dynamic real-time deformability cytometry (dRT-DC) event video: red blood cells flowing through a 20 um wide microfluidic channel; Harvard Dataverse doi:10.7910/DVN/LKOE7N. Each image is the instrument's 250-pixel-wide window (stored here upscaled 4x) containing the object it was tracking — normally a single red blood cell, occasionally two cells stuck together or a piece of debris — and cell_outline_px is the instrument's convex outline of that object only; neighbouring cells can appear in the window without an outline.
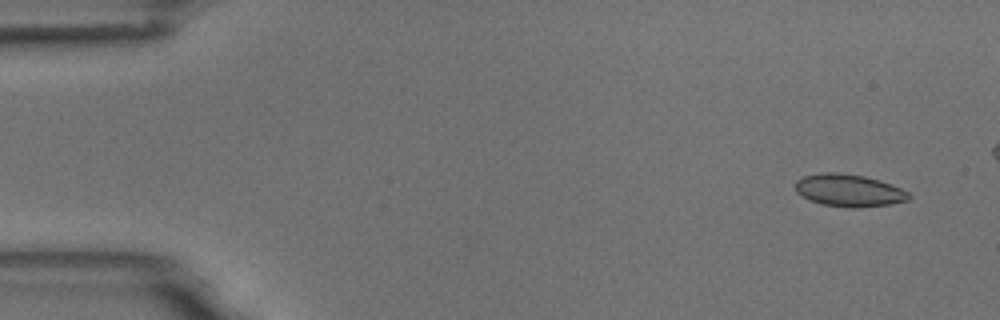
{"species": "common noctule bat (a hibernating species)", "species_latin": "Nyctalus noctula", "temperature_condition": "room temperature", "stored_images_in_passage": 8, "camera_frame_rate_fps": 3000, "um_per_image_px": 0.085, "animal": {"sex": "male", "body_mass_g": 18.8}, "frame": {"image": 1, "passage_image": 1, "time_ms": 0.0, "image_size_px": [1000, 320], "cell_outline_px": [[912, 196], [908, 200], [888, 204], [856, 208], [848, 208], [824, 204], [812, 200], [796, 192], [796, 180], [804, 176], [824, 172], [836, 172], [864, 176], [880, 180], [892, 184], [908, 192]], "centroid_in_image_um": [72.19, 16.18], "position_along_channel_um": 12.8, "area_um2": 21.21}}